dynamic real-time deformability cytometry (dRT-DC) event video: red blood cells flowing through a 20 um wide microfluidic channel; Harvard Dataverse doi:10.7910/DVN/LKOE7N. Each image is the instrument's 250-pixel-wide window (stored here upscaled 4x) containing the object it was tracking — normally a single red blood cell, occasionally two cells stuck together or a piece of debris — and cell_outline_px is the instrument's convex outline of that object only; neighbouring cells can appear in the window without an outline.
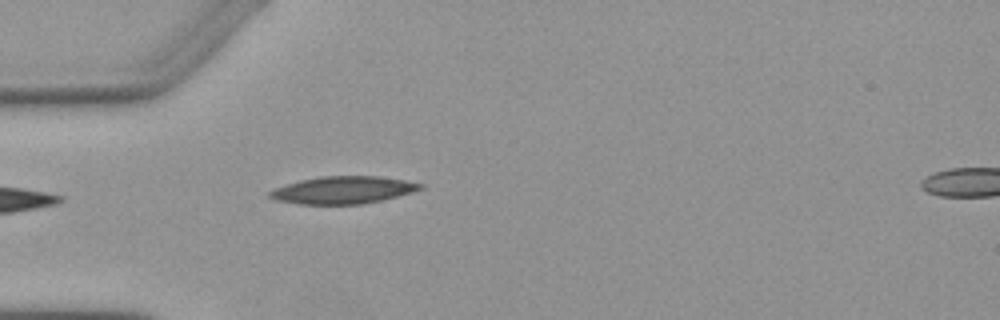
{"species": "Egyptian fruit bat (a non-hibernating species)", "species_latin": "Rousettus aegyptiacus", "temperature_condition": "warm", "stored_images_in_passage": 2, "segment_of_instrument_passage": [1, 2], "camera_frame_rate_fps": 3000, "um_per_image_px": 0.085, "animal": {"sex": "female"}, "frame": {"image": 1, "passage_image": 1, "time_ms": 0.0, "image_size_px": [1000, 320], "cell_outline_px": [[424, 188], [412, 192], [364, 204], [300, 204], [276, 200], [268, 196], [268, 192], [276, 188], [300, 180], [320, 176], [380, 176], [404, 180], [424, 184]], "centroid_in_image_um": [29.17, 16.15], "position_along_channel_um": 55.8, "area_um2": 23.87}}